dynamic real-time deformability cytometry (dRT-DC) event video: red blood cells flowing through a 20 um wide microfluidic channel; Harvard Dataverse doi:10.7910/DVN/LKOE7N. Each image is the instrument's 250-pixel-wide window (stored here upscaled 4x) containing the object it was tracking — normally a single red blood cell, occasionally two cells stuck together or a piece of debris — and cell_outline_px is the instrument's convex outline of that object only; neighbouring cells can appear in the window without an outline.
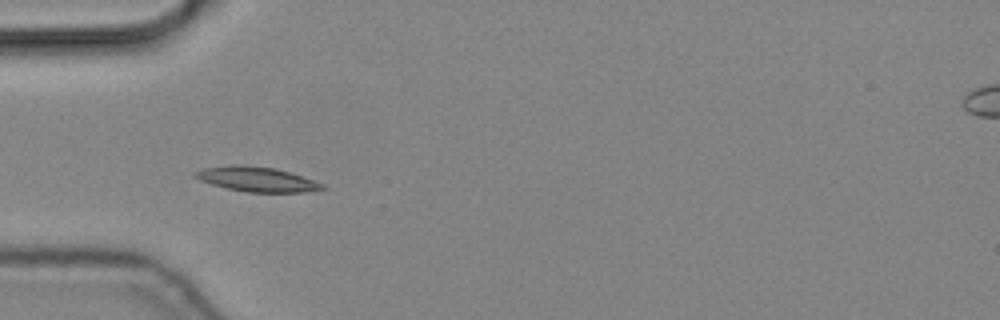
{"species": "common noctule bat (a hibernating species)", "species_latin": "Nyctalus noctula", "temperature_condition": "cold", "stored_images_in_passage": 14, "camera_frame_rate_fps": 3000, "um_per_image_px": 0.085, "animal": {"sex": "male", "body_mass_g": 19.2, "forearm_length_mm": 51.8}, "frame": {"image": 1, "passage_image": 5, "time_ms": 1.333, "image_size_px": [1000, 320], "cell_outline_px": [[328, 188], [304, 192], [248, 192], [228, 188], [212, 184], [200, 180], [192, 176], [192, 172], [200, 168], [232, 164], [244, 164], [276, 168], [292, 172], [324, 184]], "centroid_in_image_um": [21.8, 15.21], "position_along_channel_um": 63.2, "area_um2": 18.67}}
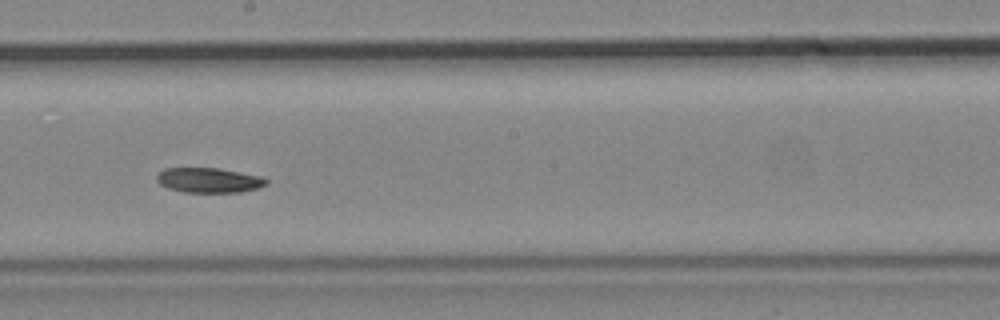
{"frame": {"image": 2, "passage_image": 9, "time_ms": 2.667, "image_size_px": [1000, 320], "cell_outline_px": [[268, 184], [256, 188], [240, 192], [184, 192], [168, 188], [160, 184], [156, 180], [156, 176], [164, 168], [216, 168], [260, 176], [268, 180]], "centroid_in_image_um": [17.73, 15.32], "position_along_channel_um": 230.5, "area_um2": 15.72}}
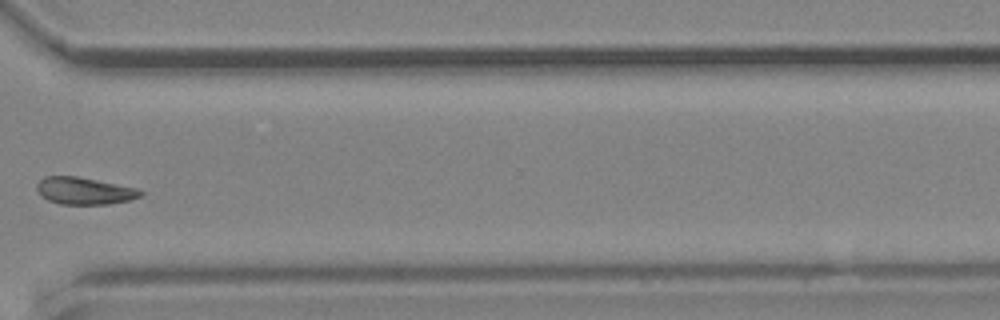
{"frame": {"image": 3, "passage_image": 12, "time_ms": 3.667, "image_size_px": [1000, 320], "cell_outline_px": [[144, 192], [140, 196], [128, 200], [108, 204], [60, 204], [48, 200], [40, 196], [36, 188], [36, 184], [44, 176], [76, 176], [136, 188]], "centroid_in_image_um": [7.11, 16.22], "position_along_channel_um": 363.5, "area_um2": 16.24}}